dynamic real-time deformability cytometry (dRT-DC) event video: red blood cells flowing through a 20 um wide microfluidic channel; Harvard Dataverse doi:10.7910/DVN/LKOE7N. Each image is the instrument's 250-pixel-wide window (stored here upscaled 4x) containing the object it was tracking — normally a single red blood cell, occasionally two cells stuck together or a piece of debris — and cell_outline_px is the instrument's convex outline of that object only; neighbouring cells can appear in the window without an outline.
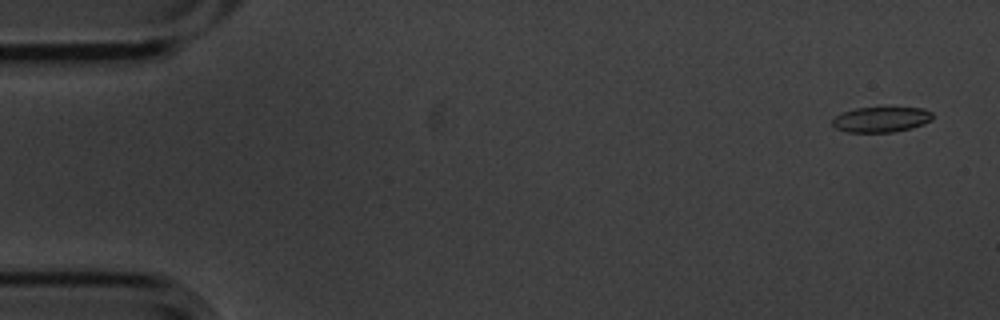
{"species": "common noctule bat (a hibernating species)", "species_latin": "Nyctalus noctula", "temperature_condition": "cold", "stored_images_in_passage": 5, "camera_frame_rate_fps": 3000, "um_per_image_px": 0.085, "animal": {"sex": "male", "body_mass_g": 20.1, "forearm_length_mm": 53.5}, "frame": {"image": 1, "passage_image": 1, "time_ms": 0.0, "image_size_px": [1000, 320], "cell_outline_px": [[932, 120], [924, 124], [912, 128], [892, 132], [848, 132], [836, 128], [832, 124], [832, 120], [836, 116], [844, 112], [856, 108], [924, 108], [932, 112]], "centroid_in_image_um": [74.92, 10.16], "position_along_channel_um": 10.1, "area_um2": 14.68}}
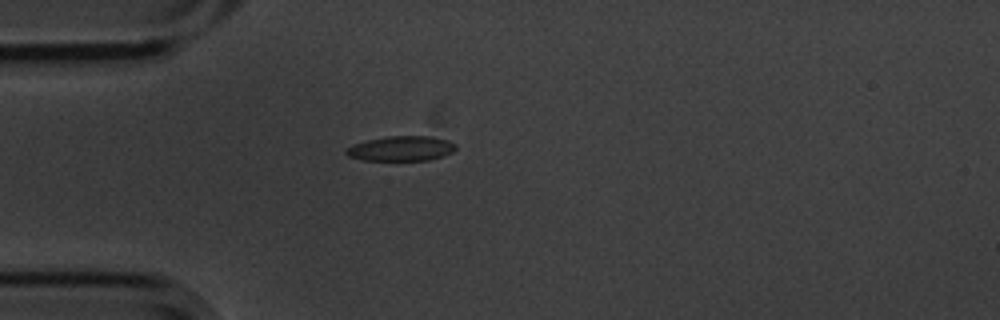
{"frame": {"image": 2, "passage_image": 4, "time_ms": 1.0, "image_size_px": [1000, 320], "cell_outline_px": [[456, 148], [452, 152], [444, 156], [428, 160], [360, 160], [348, 156], [344, 152], [352, 144], [368, 140], [388, 136], [428, 136], [448, 140], [456, 144]], "centroid_in_image_um": [34.1, 12.63], "position_along_channel_um": 50.9, "area_um2": 15.9}}